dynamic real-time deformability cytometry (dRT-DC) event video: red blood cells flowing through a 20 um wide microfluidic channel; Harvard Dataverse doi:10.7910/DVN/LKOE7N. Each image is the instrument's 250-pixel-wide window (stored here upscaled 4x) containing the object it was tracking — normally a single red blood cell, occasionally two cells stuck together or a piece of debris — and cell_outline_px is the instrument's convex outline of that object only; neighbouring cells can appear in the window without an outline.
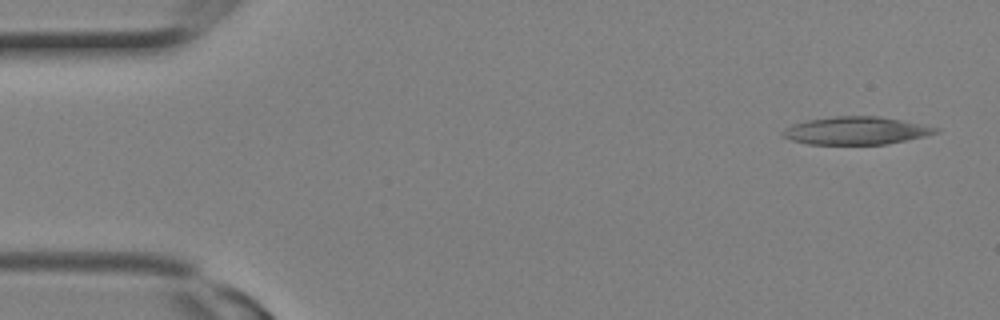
{"species": "Egyptian fruit bat (a non-hibernating species)", "species_latin": "Rousettus aegyptiacus", "temperature_condition": "room temperature", "stored_images_in_passage": 6, "camera_frame_rate_fps": 3000, "um_per_image_px": 0.085, "animal": {"sex": "female"}, "frame": {"image": 1, "passage_image": 1, "time_ms": 0.0, "image_size_px": [1000, 320], "cell_outline_px": [[940, 132], [924, 136], [888, 144], [808, 144], [792, 140], [784, 136], [780, 132], [784, 128], [792, 124], [804, 120], [832, 116], [880, 116], [940, 128]], "centroid_in_image_um": [72.73, 11.1], "position_along_channel_um": 12.3, "area_um2": 24.8}}